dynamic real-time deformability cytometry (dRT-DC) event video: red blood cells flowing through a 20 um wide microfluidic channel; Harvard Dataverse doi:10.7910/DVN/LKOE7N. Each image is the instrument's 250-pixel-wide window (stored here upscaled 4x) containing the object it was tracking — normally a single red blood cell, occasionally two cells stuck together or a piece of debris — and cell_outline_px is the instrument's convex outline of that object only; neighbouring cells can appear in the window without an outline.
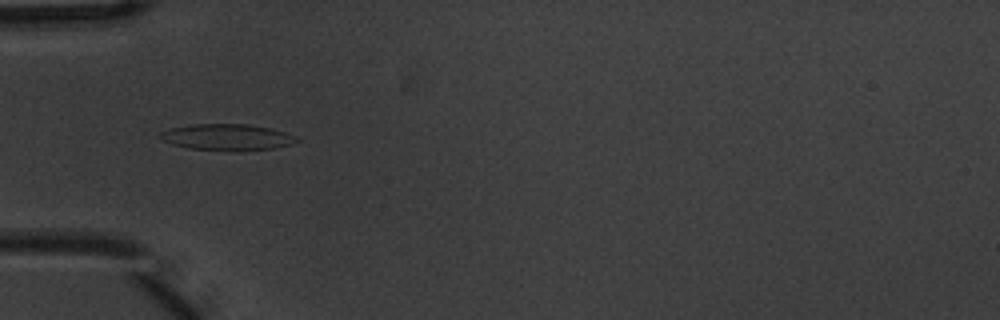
{"species": "common noctule bat (a hibernating species)", "species_latin": "Nyctalus noctula", "temperature_condition": "warm", "stored_images_in_passage": 7, "camera_frame_rate_fps": 3000, "um_per_image_px": 0.085, "animal": {"sex": "male", "body_mass_g": 20.1, "forearm_length_mm": 53.5}, "frame": {"image": 1, "passage_image": 4, "time_ms": 1.0, "image_size_px": [1000, 320], "cell_outline_px": [[300, 140], [292, 144], [276, 148], [236, 152], [188, 148], [172, 144], [160, 140], [160, 132], [172, 128], [192, 124], [248, 124], [272, 128], [296, 136]], "centroid_in_image_um": [19.33, 11.67], "position_along_channel_um": 65.7, "area_um2": 21.27}}
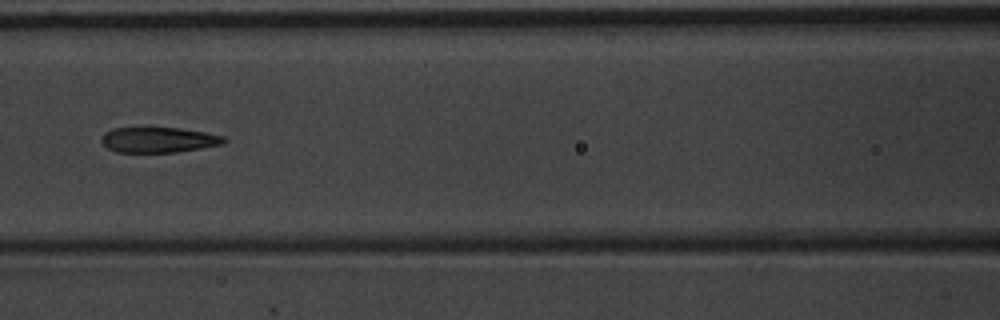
{"frame": {"image": 2, "passage_image": 6, "time_ms": 1.667, "image_size_px": [1000, 320], "cell_outline_px": [[228, 140], [224, 144], [176, 152], [116, 152], [108, 148], [100, 140], [104, 132], [112, 128], [140, 124], [148, 124], [180, 128], [204, 132], [224, 136]], "centroid_in_image_um": [13.42, 11.82], "position_along_channel_um": 153.2, "area_um2": 19.19}}
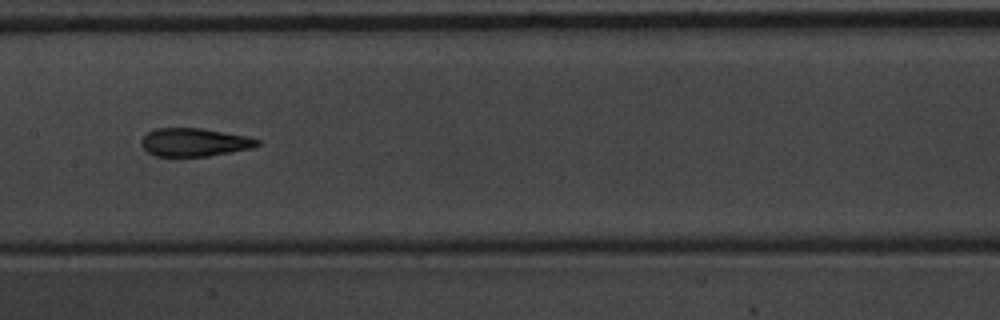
{"frame": {"image": 3, "passage_image": 7, "time_ms": 2.0, "image_size_px": [1000, 320], "cell_outline_px": [[260, 144], [252, 148], [208, 156], [156, 156], [148, 152], [140, 144], [140, 140], [148, 132], [156, 128], [200, 128], [248, 136], [260, 140]], "centroid_in_image_um": [16.52, 12.09], "position_along_channel_um": 190.9, "area_um2": 19.02}}